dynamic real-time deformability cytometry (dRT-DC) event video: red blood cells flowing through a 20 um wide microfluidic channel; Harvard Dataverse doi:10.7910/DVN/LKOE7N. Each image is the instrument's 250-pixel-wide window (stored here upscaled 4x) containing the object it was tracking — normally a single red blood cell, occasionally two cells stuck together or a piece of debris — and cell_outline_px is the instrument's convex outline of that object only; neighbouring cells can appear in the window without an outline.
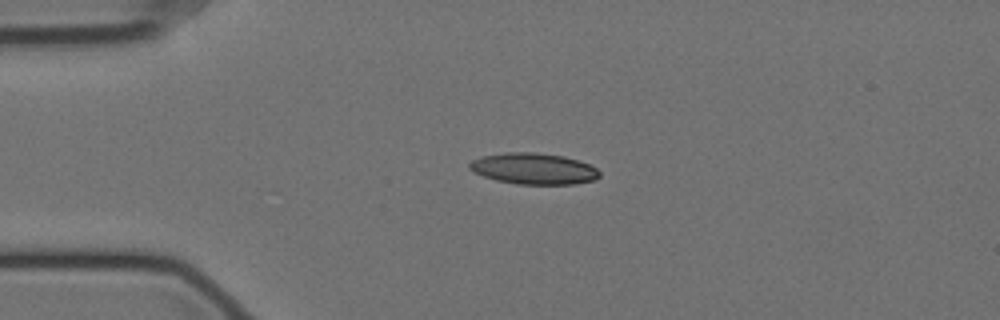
{"species": "Egyptian fruit bat (a non-hibernating species)", "species_latin": "Rousettus aegyptiacus", "temperature_condition": "cold", "stored_images_in_passage": 45, "camera_frame_rate_fps": 3000, "um_per_image_px": 0.085, "animal": {"sex": "female"}, "frame": {"image": 1, "passage_image": 1, "time_ms": 0.0, "image_size_px": [1000, 320], "cell_outline_px": [[600, 176], [596, 180], [576, 184], [516, 184], [496, 180], [472, 172], [468, 168], [468, 164], [472, 160], [484, 156], [508, 152], [532, 152], [564, 156], [580, 160], [596, 168], [600, 172]], "centroid_in_image_um": [45.38, 14.34], "position_along_channel_um": 39.6, "area_um2": 23.76}}
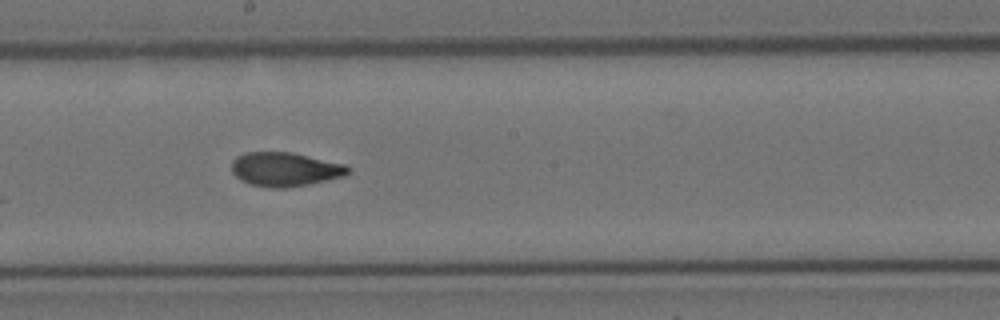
{"frame": {"image": 2, "passage_image": 19, "time_ms": 6.0, "image_size_px": [1000, 320], "cell_outline_px": [[352, 172], [344, 176], [308, 184], [284, 188], [268, 188], [248, 184], [240, 180], [232, 172], [232, 160], [236, 156], [244, 152], [292, 152], [344, 164], [352, 168]], "centroid_in_image_um": [24.21, 14.39], "position_along_channel_um": 224.0, "area_um2": 23.29}}
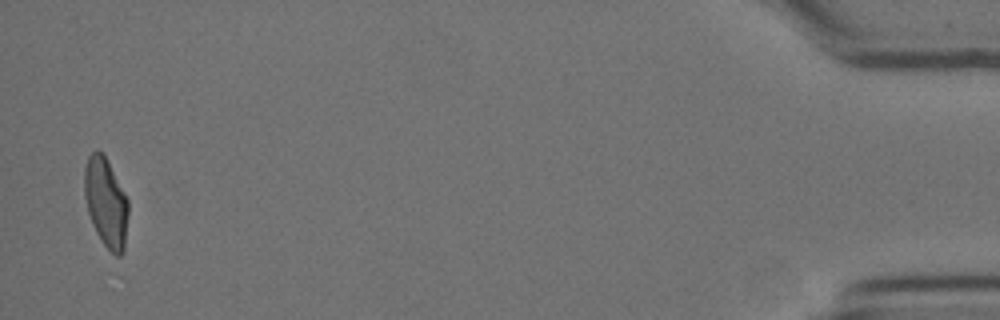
{"frame": {"image": 3, "passage_image": 44, "time_ms": 14.333, "image_size_px": [1000, 320], "cell_outline_px": [[128, 216], [124, 252], [120, 256], [116, 256], [104, 244], [96, 232], [92, 224], [88, 212], [84, 196], [84, 168], [88, 156], [96, 148], [104, 152], [128, 200]], "centroid_in_image_um": [9.0, 17.17], "position_along_channel_um": 426.2, "area_um2": 23.06}}